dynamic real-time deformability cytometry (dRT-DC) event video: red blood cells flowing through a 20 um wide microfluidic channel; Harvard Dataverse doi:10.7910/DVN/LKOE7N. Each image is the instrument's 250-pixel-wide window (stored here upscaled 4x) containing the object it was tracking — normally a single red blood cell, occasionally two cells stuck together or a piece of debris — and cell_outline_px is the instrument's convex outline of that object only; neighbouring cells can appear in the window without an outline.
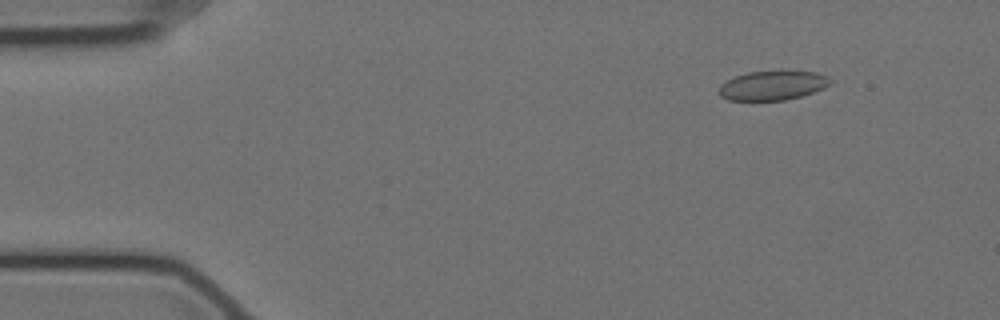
{"species": "Egyptian fruit bat (a non-hibernating species)", "species_latin": "Rousettus aegyptiacus", "temperature_condition": "cold", "stored_images_in_passage": 58, "camera_frame_rate_fps": 3000, "um_per_image_px": 0.085, "animal": {"sex": "female"}, "frame": {"image": 1, "passage_image": 7, "time_ms": 2.0, "image_size_px": [1000, 320], "cell_outline_px": [[832, 84], [824, 88], [800, 96], [784, 100], [728, 100], [720, 96], [720, 84], [736, 76], [748, 72], [816, 72], [828, 76], [832, 80]], "centroid_in_image_um": [65.69, 7.27], "position_along_channel_um": 19.3, "area_um2": 18.67}}
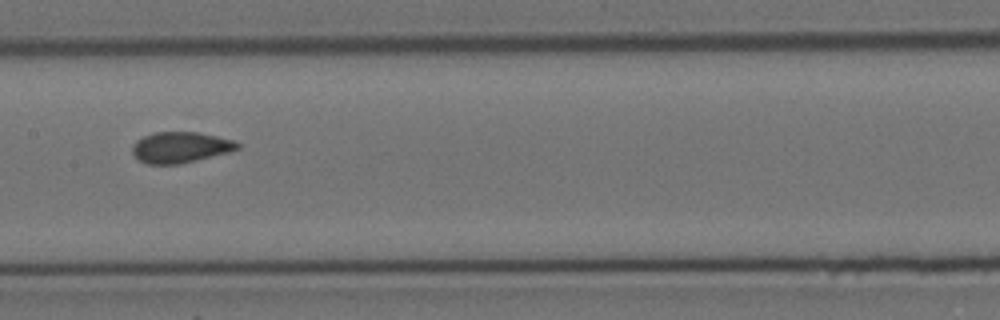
{"frame": {"image": 2, "passage_image": 29, "time_ms": 9.333, "image_size_px": [1000, 320], "cell_outline_px": [[240, 148], [228, 152], [180, 164], [148, 164], [140, 160], [132, 152], [132, 144], [136, 140], [144, 136], [156, 132], [196, 132], [236, 140], [240, 144]], "centroid_in_image_um": [15.34, 12.52], "position_along_channel_um": 192.1, "area_um2": 18.84}}
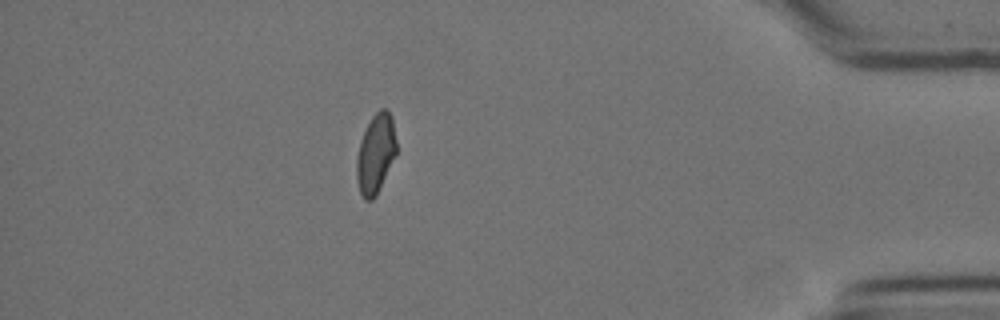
{"frame": {"image": 3, "passage_image": 51, "time_ms": 16.667, "image_size_px": [1000, 320], "cell_outline_px": [[396, 156], [376, 196], [372, 200], [364, 200], [360, 192], [356, 176], [356, 160], [360, 140], [372, 116], [380, 108], [384, 108], [392, 116], [396, 140]], "centroid_in_image_um": [31.93, 13.08], "position_along_channel_um": 403.3, "area_um2": 18.5}, "authors_computed_cell_mechanics": {"area_um2": 19.2763, "velocity_mm_per_s": 3.5006, "shape_relaxation_time_tau1_ms": null, "shape_relaxation_time_tau2_ms": 1.5184, "deformation_change_tau1": null, "deformation_change_tau2": 0.0515}}